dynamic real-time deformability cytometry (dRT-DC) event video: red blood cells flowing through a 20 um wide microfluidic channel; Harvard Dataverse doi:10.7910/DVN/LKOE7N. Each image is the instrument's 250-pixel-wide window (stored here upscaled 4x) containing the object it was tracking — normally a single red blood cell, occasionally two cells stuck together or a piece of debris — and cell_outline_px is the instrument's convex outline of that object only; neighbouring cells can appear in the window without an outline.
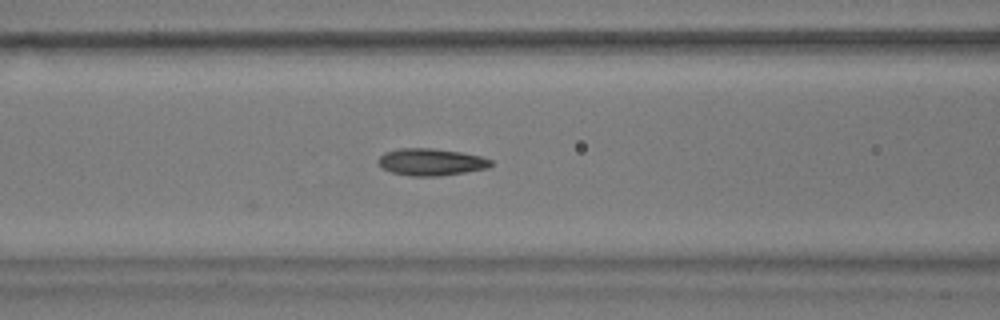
{"species": "common noctule bat (a hibernating species)", "species_latin": "Nyctalus noctula", "temperature_condition": "warm", "stored_images_in_passage": 23, "camera_frame_rate_fps": 3000, "um_per_image_px": 0.085, "animal": {"sex": "male", "body_mass_g": 17.9}, "frame": {"image": 1, "passage_image": 8, "time_ms": 2.333, "image_size_px": [1000, 320], "cell_outline_px": [[492, 164], [488, 168], [440, 176], [408, 176], [392, 172], [380, 168], [376, 160], [384, 152], [396, 148], [432, 148], [460, 152], [480, 156], [492, 160]], "centroid_in_image_um": [36.57, 13.77], "position_along_channel_um": 130.0, "area_um2": 17.92}}